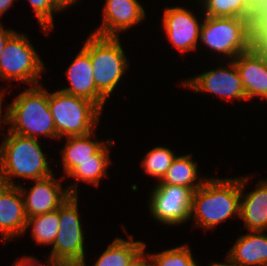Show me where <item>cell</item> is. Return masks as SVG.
I'll list each match as a JSON object with an SVG mask.
<instances>
[{
	"label": "cell",
	"instance_id": "cell-5",
	"mask_svg": "<svg viewBox=\"0 0 267 266\" xmlns=\"http://www.w3.org/2000/svg\"><path fill=\"white\" fill-rule=\"evenodd\" d=\"M120 39L90 33L82 45L90 55L96 88L107 100L129 69Z\"/></svg>",
	"mask_w": 267,
	"mask_h": 266
},
{
	"label": "cell",
	"instance_id": "cell-35",
	"mask_svg": "<svg viewBox=\"0 0 267 266\" xmlns=\"http://www.w3.org/2000/svg\"><path fill=\"white\" fill-rule=\"evenodd\" d=\"M142 266H154L146 257L145 254L142 256Z\"/></svg>",
	"mask_w": 267,
	"mask_h": 266
},
{
	"label": "cell",
	"instance_id": "cell-20",
	"mask_svg": "<svg viewBox=\"0 0 267 266\" xmlns=\"http://www.w3.org/2000/svg\"><path fill=\"white\" fill-rule=\"evenodd\" d=\"M201 13L208 17H241L267 20V12L255 0H204Z\"/></svg>",
	"mask_w": 267,
	"mask_h": 266
},
{
	"label": "cell",
	"instance_id": "cell-10",
	"mask_svg": "<svg viewBox=\"0 0 267 266\" xmlns=\"http://www.w3.org/2000/svg\"><path fill=\"white\" fill-rule=\"evenodd\" d=\"M226 65L209 69L201 74L183 81V87L195 91V93L207 92L214 94L225 101L243 100L246 102L244 86L233 61H227Z\"/></svg>",
	"mask_w": 267,
	"mask_h": 266
},
{
	"label": "cell",
	"instance_id": "cell-6",
	"mask_svg": "<svg viewBox=\"0 0 267 266\" xmlns=\"http://www.w3.org/2000/svg\"><path fill=\"white\" fill-rule=\"evenodd\" d=\"M49 110L57 139L83 136L96 130L102 110L92 101L61 90L49 92Z\"/></svg>",
	"mask_w": 267,
	"mask_h": 266
},
{
	"label": "cell",
	"instance_id": "cell-30",
	"mask_svg": "<svg viewBox=\"0 0 267 266\" xmlns=\"http://www.w3.org/2000/svg\"><path fill=\"white\" fill-rule=\"evenodd\" d=\"M54 2L62 9L66 10L68 7L75 6L81 0H54Z\"/></svg>",
	"mask_w": 267,
	"mask_h": 266
},
{
	"label": "cell",
	"instance_id": "cell-12",
	"mask_svg": "<svg viewBox=\"0 0 267 266\" xmlns=\"http://www.w3.org/2000/svg\"><path fill=\"white\" fill-rule=\"evenodd\" d=\"M232 61L240 74L246 101L254 97L267 100V34Z\"/></svg>",
	"mask_w": 267,
	"mask_h": 266
},
{
	"label": "cell",
	"instance_id": "cell-23",
	"mask_svg": "<svg viewBox=\"0 0 267 266\" xmlns=\"http://www.w3.org/2000/svg\"><path fill=\"white\" fill-rule=\"evenodd\" d=\"M192 158L193 155L190 153L176 156L162 181L156 184L187 187L195 192L208 177L198 175V163Z\"/></svg>",
	"mask_w": 267,
	"mask_h": 266
},
{
	"label": "cell",
	"instance_id": "cell-29",
	"mask_svg": "<svg viewBox=\"0 0 267 266\" xmlns=\"http://www.w3.org/2000/svg\"><path fill=\"white\" fill-rule=\"evenodd\" d=\"M16 32V29L4 28V25L0 22V56L3 53L5 43Z\"/></svg>",
	"mask_w": 267,
	"mask_h": 266
},
{
	"label": "cell",
	"instance_id": "cell-1",
	"mask_svg": "<svg viewBox=\"0 0 267 266\" xmlns=\"http://www.w3.org/2000/svg\"><path fill=\"white\" fill-rule=\"evenodd\" d=\"M266 34L267 20L204 15L199 44L232 61L250 50Z\"/></svg>",
	"mask_w": 267,
	"mask_h": 266
},
{
	"label": "cell",
	"instance_id": "cell-34",
	"mask_svg": "<svg viewBox=\"0 0 267 266\" xmlns=\"http://www.w3.org/2000/svg\"><path fill=\"white\" fill-rule=\"evenodd\" d=\"M267 12V0H255Z\"/></svg>",
	"mask_w": 267,
	"mask_h": 266
},
{
	"label": "cell",
	"instance_id": "cell-26",
	"mask_svg": "<svg viewBox=\"0 0 267 266\" xmlns=\"http://www.w3.org/2000/svg\"><path fill=\"white\" fill-rule=\"evenodd\" d=\"M146 245H144L145 257L154 266H199L195 258H193L189 245L182 244L177 247L164 249V251L156 254L146 252Z\"/></svg>",
	"mask_w": 267,
	"mask_h": 266
},
{
	"label": "cell",
	"instance_id": "cell-2",
	"mask_svg": "<svg viewBox=\"0 0 267 266\" xmlns=\"http://www.w3.org/2000/svg\"><path fill=\"white\" fill-rule=\"evenodd\" d=\"M213 177H208L192 197L190 220L205 231L233 216L240 218V177Z\"/></svg>",
	"mask_w": 267,
	"mask_h": 266
},
{
	"label": "cell",
	"instance_id": "cell-11",
	"mask_svg": "<svg viewBox=\"0 0 267 266\" xmlns=\"http://www.w3.org/2000/svg\"><path fill=\"white\" fill-rule=\"evenodd\" d=\"M199 21L193 10L186 7L167 6L162 16L163 31L177 51L183 53L197 50L200 41L204 13Z\"/></svg>",
	"mask_w": 267,
	"mask_h": 266
},
{
	"label": "cell",
	"instance_id": "cell-8",
	"mask_svg": "<svg viewBox=\"0 0 267 266\" xmlns=\"http://www.w3.org/2000/svg\"><path fill=\"white\" fill-rule=\"evenodd\" d=\"M78 195H71L58 208L59 230L50 255L67 266H80L86 258L84 229L78 209Z\"/></svg>",
	"mask_w": 267,
	"mask_h": 266
},
{
	"label": "cell",
	"instance_id": "cell-7",
	"mask_svg": "<svg viewBox=\"0 0 267 266\" xmlns=\"http://www.w3.org/2000/svg\"><path fill=\"white\" fill-rule=\"evenodd\" d=\"M45 70L29 37L16 31L5 43L0 56V79L37 86L41 84L40 77Z\"/></svg>",
	"mask_w": 267,
	"mask_h": 266
},
{
	"label": "cell",
	"instance_id": "cell-22",
	"mask_svg": "<svg viewBox=\"0 0 267 266\" xmlns=\"http://www.w3.org/2000/svg\"><path fill=\"white\" fill-rule=\"evenodd\" d=\"M96 137L93 131L83 136L65 137L66 143L61 149L63 175L60 179L63 181L66 176L77 167L80 162L85 160H95V153L106 143L103 141L92 140Z\"/></svg>",
	"mask_w": 267,
	"mask_h": 266
},
{
	"label": "cell",
	"instance_id": "cell-37",
	"mask_svg": "<svg viewBox=\"0 0 267 266\" xmlns=\"http://www.w3.org/2000/svg\"><path fill=\"white\" fill-rule=\"evenodd\" d=\"M3 184L2 178H1V173H0V186Z\"/></svg>",
	"mask_w": 267,
	"mask_h": 266
},
{
	"label": "cell",
	"instance_id": "cell-24",
	"mask_svg": "<svg viewBox=\"0 0 267 266\" xmlns=\"http://www.w3.org/2000/svg\"><path fill=\"white\" fill-rule=\"evenodd\" d=\"M60 221L58 218V209L27 218V224L25 228V233L27 229L31 226V236L35 240L37 245H52L57 236L59 230Z\"/></svg>",
	"mask_w": 267,
	"mask_h": 266
},
{
	"label": "cell",
	"instance_id": "cell-17",
	"mask_svg": "<svg viewBox=\"0 0 267 266\" xmlns=\"http://www.w3.org/2000/svg\"><path fill=\"white\" fill-rule=\"evenodd\" d=\"M251 176L240 177V218L248 231H267V179L256 182L255 189L244 193Z\"/></svg>",
	"mask_w": 267,
	"mask_h": 266
},
{
	"label": "cell",
	"instance_id": "cell-21",
	"mask_svg": "<svg viewBox=\"0 0 267 266\" xmlns=\"http://www.w3.org/2000/svg\"><path fill=\"white\" fill-rule=\"evenodd\" d=\"M145 243L134 240L132 235L128 236V240L117 237L92 266H132L144 255ZM80 266H87L86 259Z\"/></svg>",
	"mask_w": 267,
	"mask_h": 266
},
{
	"label": "cell",
	"instance_id": "cell-25",
	"mask_svg": "<svg viewBox=\"0 0 267 266\" xmlns=\"http://www.w3.org/2000/svg\"><path fill=\"white\" fill-rule=\"evenodd\" d=\"M175 157L174 151L170 148L156 146L146 153L140 161V165L147 175L155 178L156 183H159L166 175Z\"/></svg>",
	"mask_w": 267,
	"mask_h": 266
},
{
	"label": "cell",
	"instance_id": "cell-14",
	"mask_svg": "<svg viewBox=\"0 0 267 266\" xmlns=\"http://www.w3.org/2000/svg\"><path fill=\"white\" fill-rule=\"evenodd\" d=\"M102 11V24L91 33L105 37H120L146 18L138 0H105Z\"/></svg>",
	"mask_w": 267,
	"mask_h": 266
},
{
	"label": "cell",
	"instance_id": "cell-16",
	"mask_svg": "<svg viewBox=\"0 0 267 266\" xmlns=\"http://www.w3.org/2000/svg\"><path fill=\"white\" fill-rule=\"evenodd\" d=\"M26 224L27 216L19 186L2 184L0 186V234L3 243L25 233Z\"/></svg>",
	"mask_w": 267,
	"mask_h": 266
},
{
	"label": "cell",
	"instance_id": "cell-18",
	"mask_svg": "<svg viewBox=\"0 0 267 266\" xmlns=\"http://www.w3.org/2000/svg\"><path fill=\"white\" fill-rule=\"evenodd\" d=\"M267 231H249L239 236L226 254L233 266H267Z\"/></svg>",
	"mask_w": 267,
	"mask_h": 266
},
{
	"label": "cell",
	"instance_id": "cell-32",
	"mask_svg": "<svg viewBox=\"0 0 267 266\" xmlns=\"http://www.w3.org/2000/svg\"><path fill=\"white\" fill-rule=\"evenodd\" d=\"M6 94V92H5V90L4 91H2V95L0 96V132H1V126H2V124H4V123H6V120H5V113L4 114H2V112H3V110H2V108H3V98H4V95ZM3 116V117H2ZM2 123V124H1Z\"/></svg>",
	"mask_w": 267,
	"mask_h": 266
},
{
	"label": "cell",
	"instance_id": "cell-28",
	"mask_svg": "<svg viewBox=\"0 0 267 266\" xmlns=\"http://www.w3.org/2000/svg\"><path fill=\"white\" fill-rule=\"evenodd\" d=\"M67 266L64 262L59 259H56L52 255H48L47 257V264L42 263L39 259L34 256H23L19 260H15V262L11 266Z\"/></svg>",
	"mask_w": 267,
	"mask_h": 266
},
{
	"label": "cell",
	"instance_id": "cell-3",
	"mask_svg": "<svg viewBox=\"0 0 267 266\" xmlns=\"http://www.w3.org/2000/svg\"><path fill=\"white\" fill-rule=\"evenodd\" d=\"M41 139L7 131L0 144V173L3 184L18 185V179L38 180L53 174Z\"/></svg>",
	"mask_w": 267,
	"mask_h": 266
},
{
	"label": "cell",
	"instance_id": "cell-13",
	"mask_svg": "<svg viewBox=\"0 0 267 266\" xmlns=\"http://www.w3.org/2000/svg\"><path fill=\"white\" fill-rule=\"evenodd\" d=\"M33 182L29 189L18 184L27 218L53 212L71 196L68 187L63 189L61 180L57 181L54 174Z\"/></svg>",
	"mask_w": 267,
	"mask_h": 266
},
{
	"label": "cell",
	"instance_id": "cell-31",
	"mask_svg": "<svg viewBox=\"0 0 267 266\" xmlns=\"http://www.w3.org/2000/svg\"><path fill=\"white\" fill-rule=\"evenodd\" d=\"M15 0H0V17L13 5Z\"/></svg>",
	"mask_w": 267,
	"mask_h": 266
},
{
	"label": "cell",
	"instance_id": "cell-38",
	"mask_svg": "<svg viewBox=\"0 0 267 266\" xmlns=\"http://www.w3.org/2000/svg\"><path fill=\"white\" fill-rule=\"evenodd\" d=\"M2 91H4V88L3 89L1 88V90H0V96L2 95Z\"/></svg>",
	"mask_w": 267,
	"mask_h": 266
},
{
	"label": "cell",
	"instance_id": "cell-15",
	"mask_svg": "<svg viewBox=\"0 0 267 266\" xmlns=\"http://www.w3.org/2000/svg\"><path fill=\"white\" fill-rule=\"evenodd\" d=\"M65 74L70 85L59 90L86 98L103 111L107 99L96 88L90 55L83 47L78 51Z\"/></svg>",
	"mask_w": 267,
	"mask_h": 266
},
{
	"label": "cell",
	"instance_id": "cell-33",
	"mask_svg": "<svg viewBox=\"0 0 267 266\" xmlns=\"http://www.w3.org/2000/svg\"><path fill=\"white\" fill-rule=\"evenodd\" d=\"M208 266H233L231 264H229L227 261H225L224 263L222 262H214V261H211Z\"/></svg>",
	"mask_w": 267,
	"mask_h": 266
},
{
	"label": "cell",
	"instance_id": "cell-9",
	"mask_svg": "<svg viewBox=\"0 0 267 266\" xmlns=\"http://www.w3.org/2000/svg\"><path fill=\"white\" fill-rule=\"evenodd\" d=\"M193 191L171 184H155L149 195L148 207L155 221L179 226L190 219Z\"/></svg>",
	"mask_w": 267,
	"mask_h": 266
},
{
	"label": "cell",
	"instance_id": "cell-4",
	"mask_svg": "<svg viewBox=\"0 0 267 266\" xmlns=\"http://www.w3.org/2000/svg\"><path fill=\"white\" fill-rule=\"evenodd\" d=\"M5 120L10 132L34 139L45 136L57 140L54 119L49 110V92L42 84L21 91L6 106Z\"/></svg>",
	"mask_w": 267,
	"mask_h": 266
},
{
	"label": "cell",
	"instance_id": "cell-27",
	"mask_svg": "<svg viewBox=\"0 0 267 266\" xmlns=\"http://www.w3.org/2000/svg\"><path fill=\"white\" fill-rule=\"evenodd\" d=\"M32 11L36 14L37 21L41 26V31L48 35L49 31L54 29L53 15L61 13L63 10L54 2V0H28Z\"/></svg>",
	"mask_w": 267,
	"mask_h": 266
},
{
	"label": "cell",
	"instance_id": "cell-19",
	"mask_svg": "<svg viewBox=\"0 0 267 266\" xmlns=\"http://www.w3.org/2000/svg\"><path fill=\"white\" fill-rule=\"evenodd\" d=\"M113 139H107L106 143L95 153V160H85L75 167L67 176L74 178L75 183H70L68 190L71 195H78L79 182H85L94 186L100 185L103 177H107V169L111 163L110 147L114 146Z\"/></svg>",
	"mask_w": 267,
	"mask_h": 266
},
{
	"label": "cell",
	"instance_id": "cell-36",
	"mask_svg": "<svg viewBox=\"0 0 267 266\" xmlns=\"http://www.w3.org/2000/svg\"><path fill=\"white\" fill-rule=\"evenodd\" d=\"M132 266H142V257L136 263H134Z\"/></svg>",
	"mask_w": 267,
	"mask_h": 266
}]
</instances>
